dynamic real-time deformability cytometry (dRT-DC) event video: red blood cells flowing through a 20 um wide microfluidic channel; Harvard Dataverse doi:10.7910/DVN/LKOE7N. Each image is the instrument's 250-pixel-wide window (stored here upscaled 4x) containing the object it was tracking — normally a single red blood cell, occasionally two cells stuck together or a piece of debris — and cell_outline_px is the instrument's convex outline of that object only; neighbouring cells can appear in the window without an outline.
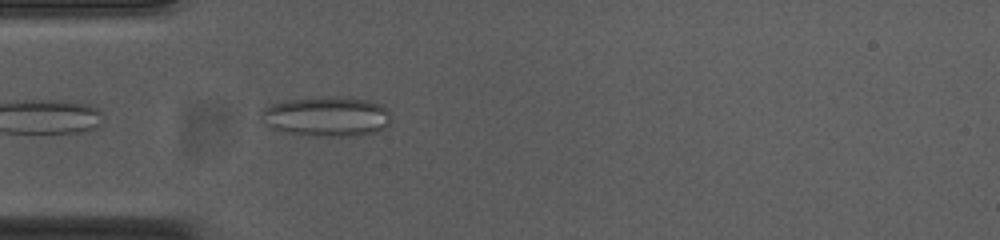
{"species": "common noctule bat (a hibernating species)", "species_latin": "Nyctalus noctula", "temperature_condition": "cold", "stored_images_in_passage": 6, "camera_frame_rate_fps": 3000, "um_per_image_px": 0.085, "animal": {"sex": "female", "body_mass_g": 23.0, "forearm_length_mm": 53.4}, "frame": {"image": 1, "passage_image": 2, "time_ms": 0.333, "image_size_px": [1000, 240], "cell_outline_px": [[388, 124], [384, 128], [372, 132], [344, 136], [328, 136], [292, 132], [272, 128], [260, 120], [260, 112], [264, 108], [272, 104], [288, 100], [368, 100], [380, 104], [388, 108]], "centroid_in_image_um": [27.74, 9.94], "position_along_channel_um": 57.3, "area_um2": 28.26}}